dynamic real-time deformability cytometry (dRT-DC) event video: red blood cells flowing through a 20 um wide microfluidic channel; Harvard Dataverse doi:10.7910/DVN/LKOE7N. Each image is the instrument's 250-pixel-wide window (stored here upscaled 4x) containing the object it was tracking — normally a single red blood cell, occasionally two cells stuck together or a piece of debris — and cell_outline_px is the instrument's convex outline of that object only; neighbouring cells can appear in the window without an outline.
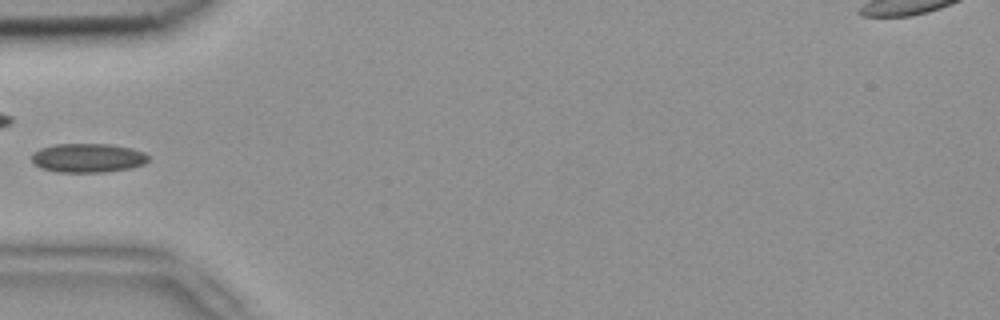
{"species": "common noctule bat (a hibernating species)", "species_latin": "Nyctalus noctula", "temperature_condition": "room temperature", "stored_images_in_passage": 4, "camera_frame_rate_fps": 3000, "um_per_image_px": 0.085, "animal": {"sex": "female", "body_mass_g": 18.4}, "frame": {"image": 1, "passage_image": 4, "time_ms": 1.0, "image_size_px": [1000, 320], "cell_outline_px": [[148, 160], [144, 164], [132, 168], [104, 172], [56, 172], [40, 168], [32, 160], [32, 152], [40, 148], [56, 144], [108, 144], [128, 148], [144, 152], [148, 156]], "centroid_in_image_um": [7.44, 13.43], "position_along_channel_um": 77.6, "area_um2": 19.71}}